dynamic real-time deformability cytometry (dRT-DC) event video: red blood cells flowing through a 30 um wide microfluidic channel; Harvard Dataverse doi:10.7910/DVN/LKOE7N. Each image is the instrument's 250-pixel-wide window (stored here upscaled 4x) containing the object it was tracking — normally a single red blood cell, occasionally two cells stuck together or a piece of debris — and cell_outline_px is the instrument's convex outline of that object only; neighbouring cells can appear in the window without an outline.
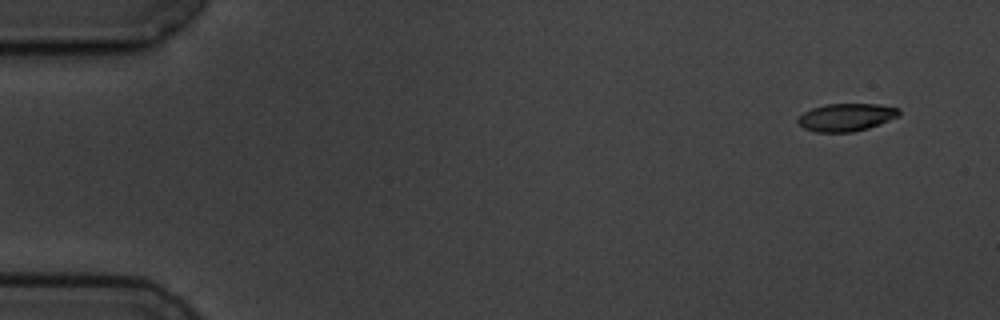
{"species": "common noctule bat (a hibernating species)", "species_latin": "Nyctalus noctula", "temperature_condition": "cold", "stored_images_in_passage": 4, "camera_frame_rate_fps": 3000, "um_per_image_px": 0.085, "animal": {"sex": "male", "body_mass_g": 19.5, "forearm_length_mm": 54.6}, "frame": {"image": 1, "passage_image": 1, "time_ms": 0.0, "image_size_px": [1000, 320], "cell_outline_px": [[900, 116], [880, 124], [868, 128], [852, 132], [816, 132], [804, 128], [796, 120], [804, 112], [812, 108], [828, 104], [876, 104], [900, 108]], "centroid_in_image_um": [71.96, 9.97], "position_along_channel_um": 13.0, "area_um2": 16.3}}
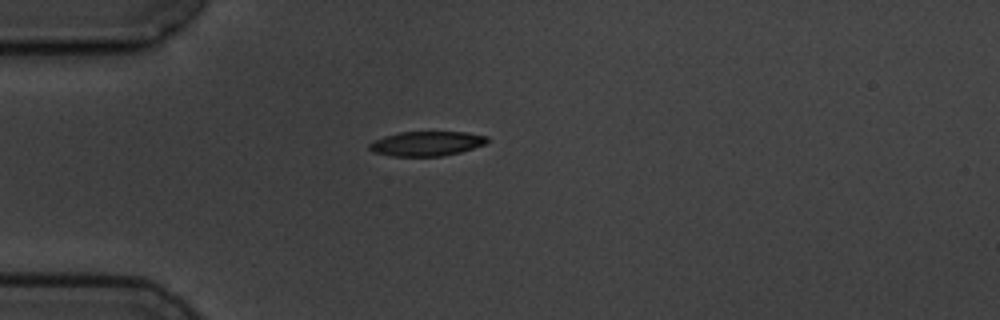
{"frame": {"image": 2, "passage_image": 4, "time_ms": 4.0, "image_size_px": [1000, 320], "cell_outline_px": [[488, 140], [484, 144], [460, 152], [440, 156], [392, 156], [372, 152], [368, 148], [368, 144], [384, 136], [400, 132], [468, 132], [488, 136]], "centroid_in_image_um": [36.24, 12.2], "position_along_channel_um": 48.8, "area_um2": 16.82}}